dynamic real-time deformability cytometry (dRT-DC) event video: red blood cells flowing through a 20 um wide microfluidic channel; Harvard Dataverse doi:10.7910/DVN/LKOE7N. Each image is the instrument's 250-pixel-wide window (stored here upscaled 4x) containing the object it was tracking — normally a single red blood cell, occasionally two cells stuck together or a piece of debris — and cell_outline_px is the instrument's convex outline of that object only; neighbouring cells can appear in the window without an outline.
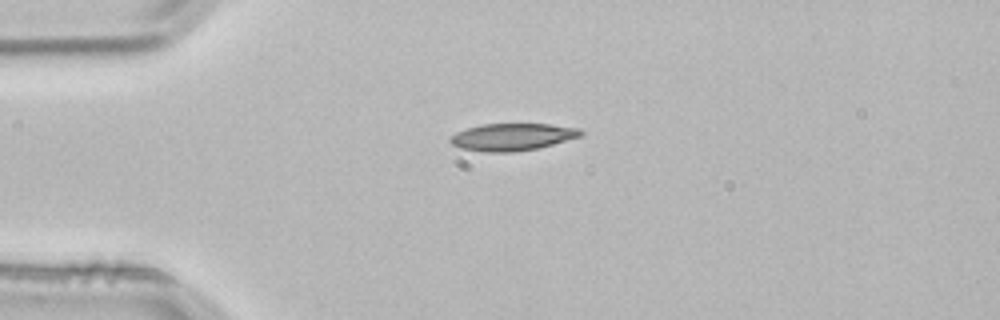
{"species": "common noctule bat (a hibernating species)", "species_latin": "Nyctalus noctula", "temperature_condition": "room temperature", "stored_images_in_passage": 1, "camera_frame_rate_fps": 3000, "um_per_image_px": 0.085, "animal": {"sex": "male", "body_mass_g": 21.5, "forearm_length_mm": 52.0}, "frame": {"image": 1, "passage_image": 1, "time_ms": 0.0, "image_size_px": [1000, 320], "cell_outline_px": [[584, 136], [536, 148], [516, 152], [484, 152], [460, 148], [452, 144], [448, 140], [448, 136], [456, 132], [468, 128], [484, 124], [548, 124], [580, 128], [584, 132]], "centroid_in_image_um": [43.55, 11.64], "position_along_channel_um": 41.5, "area_um2": 20.81}}